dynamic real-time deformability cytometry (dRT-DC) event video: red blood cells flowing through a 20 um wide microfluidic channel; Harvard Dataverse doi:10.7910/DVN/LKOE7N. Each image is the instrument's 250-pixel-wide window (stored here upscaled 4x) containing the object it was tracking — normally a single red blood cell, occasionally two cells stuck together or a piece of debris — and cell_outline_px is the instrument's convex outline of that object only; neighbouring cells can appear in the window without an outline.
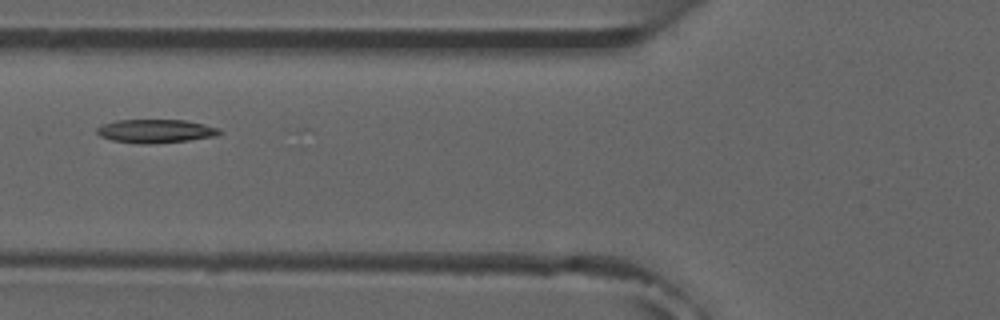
{"species": "common noctule bat (a hibernating species)", "species_latin": "Nyctalus noctula", "temperature_condition": "room temperature", "stored_images_in_passage": 3, "camera_frame_rate_fps": 3000, "um_per_image_px": 0.085, "animal": {"sex": "male", "forearm_length_mm": 52.5}, "frame": {"image": 1, "passage_image": 2, "time_ms": 1.0, "image_size_px": [1000, 320], "cell_outline_px": [[220, 132], [216, 136], [188, 140], [148, 144], [144, 144], [112, 140], [100, 136], [96, 132], [96, 128], [100, 124], [116, 120], [184, 120], [204, 124], [220, 128]], "centroid_in_image_um": [13.19, 11.13], "position_along_channel_um": 112.6, "area_um2": 16.76}}
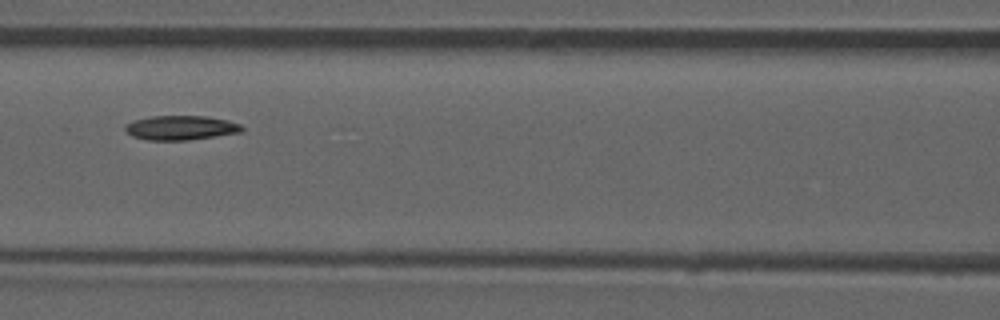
{"frame": {"image": 2, "passage_image": 3, "time_ms": 2.0, "image_size_px": [1000, 320], "cell_outline_px": [[244, 132], [188, 140], [148, 140], [132, 136], [124, 132], [124, 128], [128, 124], [136, 120], [152, 116], [208, 116], [228, 120], [240, 124], [244, 128]], "centroid_in_image_um": [15.41, 10.86], "position_along_channel_um": 151.2, "area_um2": 16.65}}